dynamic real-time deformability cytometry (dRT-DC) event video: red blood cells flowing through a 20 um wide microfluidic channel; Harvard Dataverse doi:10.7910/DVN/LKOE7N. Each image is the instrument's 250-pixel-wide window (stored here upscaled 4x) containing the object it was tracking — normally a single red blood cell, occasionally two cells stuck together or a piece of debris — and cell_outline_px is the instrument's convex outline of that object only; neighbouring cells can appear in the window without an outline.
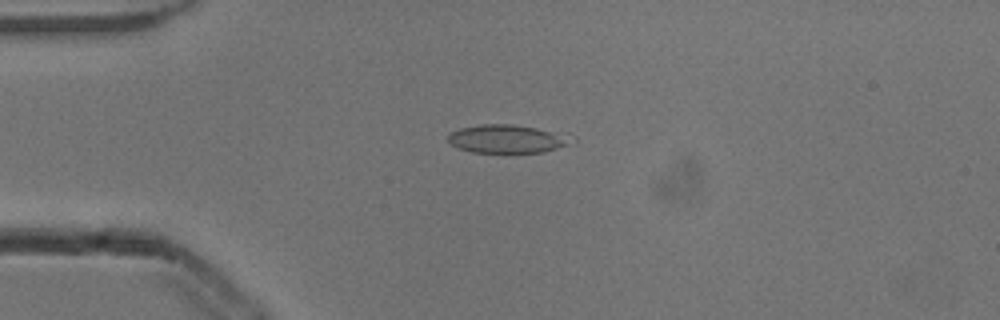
{"species": "common noctule bat (a hibernating species)", "species_latin": "Nyctalus noctula", "temperature_condition": "cold", "stored_images_in_passage": 38, "camera_frame_rate_fps": 3000, "um_per_image_px": 0.085, "animal": {"sex": "male", "body_mass_g": 13.3}, "frame": {"image": 1, "passage_image": 5, "time_ms": 1.333, "image_size_px": [1000, 320], "cell_outline_px": [[576, 144], [544, 152], [472, 152], [460, 148], [452, 144], [448, 140], [448, 132], [460, 128], [480, 124], [512, 124], [568, 132], [576, 140]], "centroid_in_image_um": [43.27, 11.79], "position_along_channel_um": 41.7, "area_um2": 21.04}}
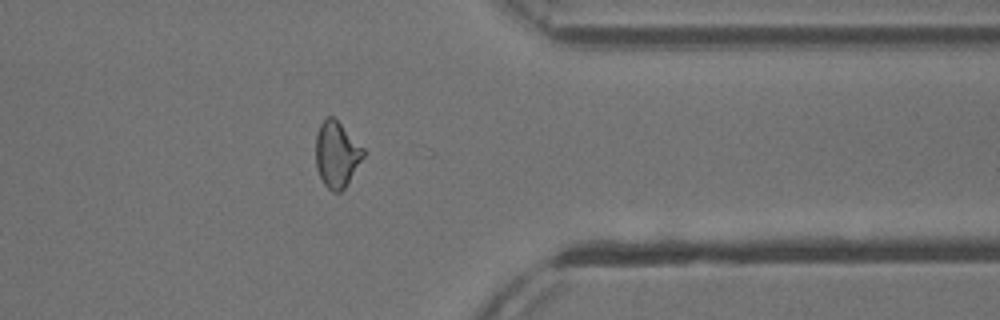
{"frame": {"image": 2, "passage_image": 34, "time_ms": 11.0, "image_size_px": [1000, 320], "cell_outline_px": [[364, 156], [344, 188], [340, 192], [332, 192], [324, 184], [316, 168], [316, 132], [324, 116], [332, 116], [364, 148]], "centroid_in_image_um": [28.59, 13.11], "position_along_channel_um": 382.8, "area_um2": 18.09}}